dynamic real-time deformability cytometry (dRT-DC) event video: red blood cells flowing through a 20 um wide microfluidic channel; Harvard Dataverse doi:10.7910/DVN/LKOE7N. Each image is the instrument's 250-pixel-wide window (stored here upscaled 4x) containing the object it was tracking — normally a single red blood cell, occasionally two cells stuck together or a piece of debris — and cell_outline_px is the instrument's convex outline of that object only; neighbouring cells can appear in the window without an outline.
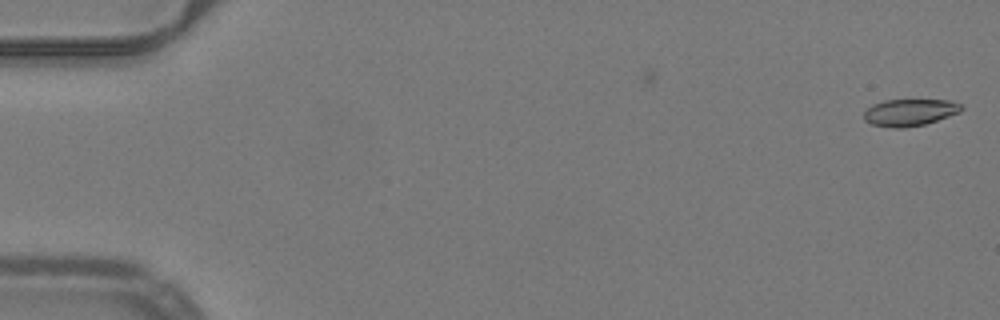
{"species": "common noctule bat (a hibernating species)", "species_latin": "Nyctalus noctula", "temperature_condition": "warm", "stored_images_in_passage": 52, "camera_frame_rate_fps": 3000, "um_per_image_px": 0.085, "animal": {"sex": "male", "body_mass_g": 19.2, "forearm_length_mm": 51.8}, "frame": {"image": 1, "passage_image": 1, "time_ms": 0.0, "image_size_px": [1000, 320], "cell_outline_px": [[964, 108], [960, 112], [924, 124], [904, 128], [896, 128], [872, 124], [864, 120], [864, 112], [872, 104], [884, 100], [948, 100], [960, 104]], "centroid_in_image_um": [77.31, 9.55], "position_along_channel_um": 7.7, "area_um2": 15.14}}
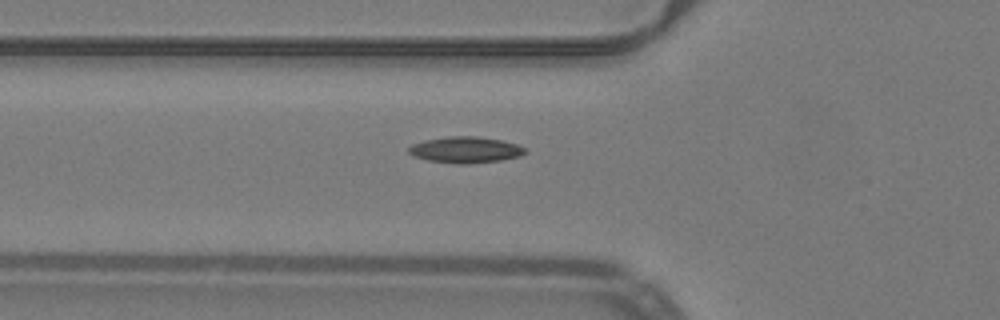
{"frame": {"image": 2, "passage_image": 19, "time_ms": 6.0, "image_size_px": [1000, 320], "cell_outline_px": [[528, 152], [520, 156], [500, 160], [464, 164], [460, 164], [428, 160], [412, 156], [408, 152], [408, 148], [412, 144], [424, 140], [448, 136], [476, 136], [500, 140], [516, 144], [528, 148]], "centroid_in_image_um": [39.57, 12.73], "position_along_channel_um": 86.2, "area_um2": 17.8}}
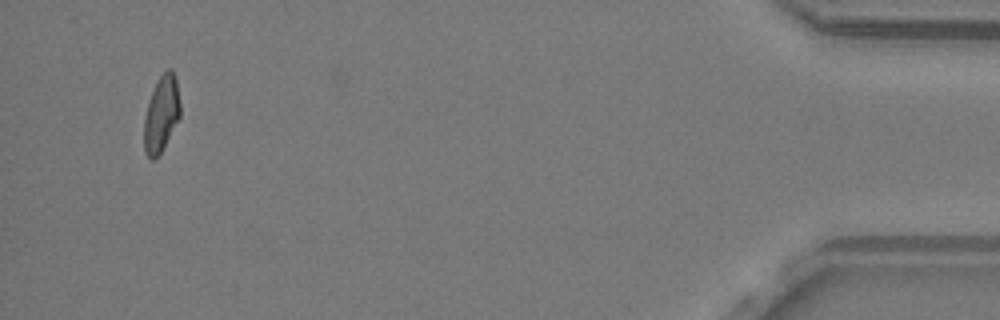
{"frame": {"image": 3, "passage_image": 50, "time_ms": 16.333, "image_size_px": [1000, 320], "cell_outline_px": [[180, 116], [160, 152], [152, 160], [144, 152], [144, 116], [152, 92], [160, 76], [168, 68], [172, 68], [176, 80], [180, 104]], "centroid_in_image_um": [13.71, 9.66], "position_along_channel_um": 421.5, "area_um2": 15.61}, "authors_computed_cell_mechanics": {"area_um2": 16.1551, "velocity_mm_per_s": 4.003, "shape_relaxation_time_tau1_ms": 9.3546, "shape_relaxation_time_tau2_ms": 2.7124, "deformation_change_tau1": 0.2199, "deformation_change_tau2": 0.08}}